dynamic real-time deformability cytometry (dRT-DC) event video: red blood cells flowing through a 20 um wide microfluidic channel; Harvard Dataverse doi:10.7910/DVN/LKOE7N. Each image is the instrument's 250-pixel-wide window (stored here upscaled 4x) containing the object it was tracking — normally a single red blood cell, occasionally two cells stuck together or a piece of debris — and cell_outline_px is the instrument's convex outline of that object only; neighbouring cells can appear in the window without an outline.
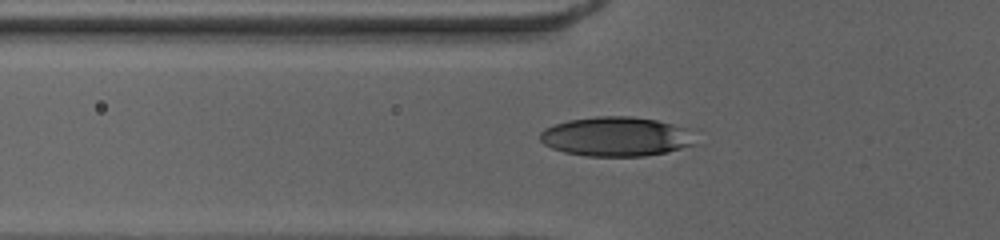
{"species": "human", "species_latin": "Homo sapiens", "temperature_condition": "cold", "stored_images_in_passage": 33, "camera_frame_rate_fps": 3000, "um_per_image_px": 0.085, "donor": {"sex": "female"}, "frame": {"image": 1, "passage_image": 2, "time_ms": 0.333, "image_size_px": [1000, 240], "cell_outline_px": [[680, 144], [676, 148], [664, 152], [636, 156], [596, 156], [568, 152], [556, 148], [548, 144], [540, 136], [548, 128], [572, 120], [652, 120], [664, 124]], "centroid_in_image_um": [51.95, 11.7], "position_along_channel_um": 73.8, "area_um2": 29.59}}
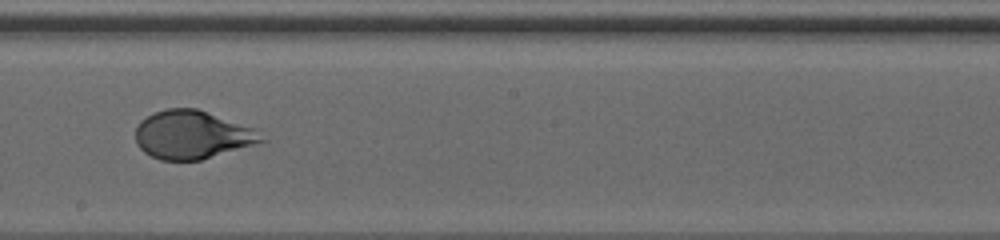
{"frame": {"image": 2, "passage_image": 14, "time_ms": 4.333, "image_size_px": [1000, 240], "cell_outline_px": [[256, 140], [200, 160], [164, 160], [152, 156], [136, 140], [136, 128], [148, 116], [156, 112], [172, 108], [192, 108], [204, 112], [244, 128]], "centroid_in_image_um": [16.04, 11.46], "position_along_channel_um": 232.2, "area_um2": 31.79}}
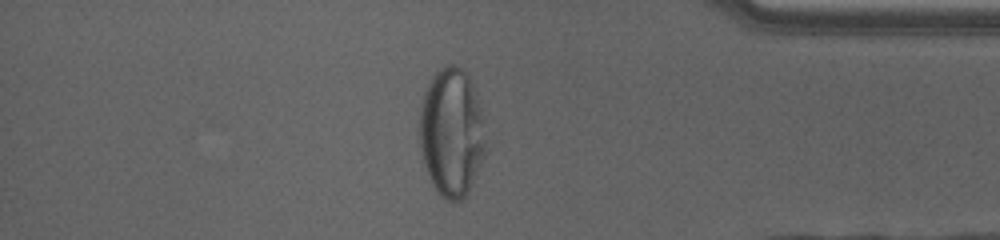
{"frame": {"image": 3, "passage_image": 28, "time_ms": 9.0, "image_size_px": [1000, 240], "cell_outline_px": [[472, 152], [464, 188], [460, 196], [448, 196], [436, 184], [428, 168], [424, 152], [424, 108], [428, 92], [432, 84], [448, 68], [452, 68], [472, 148]], "centroid_in_image_um": [37.96, 11.55], "position_along_channel_um": 397.2, "area_um2": 31.85}}